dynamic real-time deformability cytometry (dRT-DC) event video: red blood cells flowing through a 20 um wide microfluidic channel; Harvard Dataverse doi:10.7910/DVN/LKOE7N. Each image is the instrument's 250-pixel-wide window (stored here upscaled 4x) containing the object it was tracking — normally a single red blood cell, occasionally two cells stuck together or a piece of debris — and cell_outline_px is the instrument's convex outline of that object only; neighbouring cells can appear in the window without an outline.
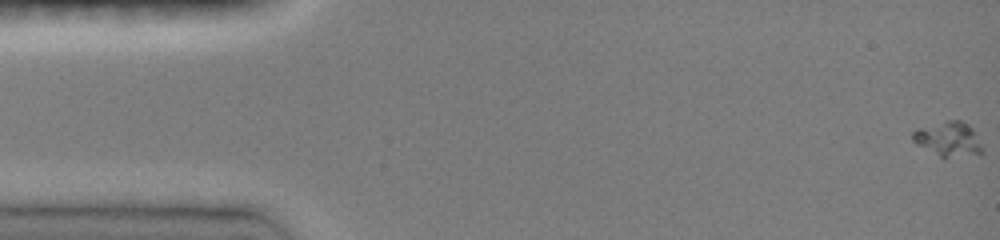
{"species": "common noctule bat (a hibernating species)", "species_latin": "Nyctalus noctula", "temperature_condition": "room temperature", "stored_images_in_passage": 50, "camera_frame_rate_fps": 3000, "um_per_image_px": 0.085, "animal": {"sex": "female", "body_mass_g": 19.0, "forearm_length_mm": 51.5}, "frame": {"image": 1, "passage_image": 1, "time_ms": 0.0, "image_size_px": [1000, 240], "cell_outline_px": [[980, 152], [944, 160], [916, 144], [912, 140], [912, 132], [916, 128], [948, 120], [960, 120], [968, 124], [972, 128], [980, 144]], "centroid_in_image_um": [80.53, 11.83], "position_along_channel_um": 4.5, "area_um2": 14.05}}